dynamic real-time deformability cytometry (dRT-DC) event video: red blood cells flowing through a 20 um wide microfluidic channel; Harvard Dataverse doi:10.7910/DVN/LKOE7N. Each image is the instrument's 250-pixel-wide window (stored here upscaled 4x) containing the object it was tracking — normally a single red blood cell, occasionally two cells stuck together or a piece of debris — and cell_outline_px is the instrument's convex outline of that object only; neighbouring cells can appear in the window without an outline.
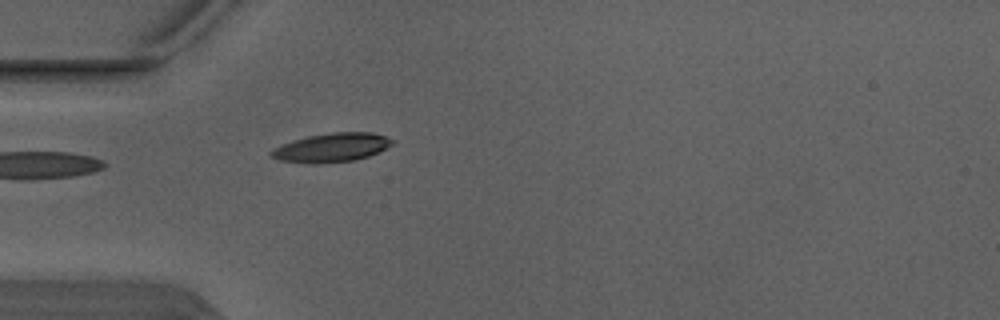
{"species": "Egyptian fruit bat (a non-hibernating species)", "species_latin": "Rousettus aegyptiacus", "temperature_condition": "warm", "stored_images_in_passage": 1, "camera_frame_rate_fps": 3000, "um_per_image_px": 0.085, "animal": {"sex": "male"}, "frame": {"image": 1, "passage_image": 1, "time_ms": 0.0, "image_size_px": [1000, 320], "cell_outline_px": [[396, 140], [392, 144], [368, 156], [352, 160], [280, 160], [272, 156], [268, 152], [272, 148], [308, 136], [332, 132], [372, 132]], "centroid_in_image_um": [28.26, 12.47], "position_along_channel_um": 56.7, "area_um2": 18.96}}